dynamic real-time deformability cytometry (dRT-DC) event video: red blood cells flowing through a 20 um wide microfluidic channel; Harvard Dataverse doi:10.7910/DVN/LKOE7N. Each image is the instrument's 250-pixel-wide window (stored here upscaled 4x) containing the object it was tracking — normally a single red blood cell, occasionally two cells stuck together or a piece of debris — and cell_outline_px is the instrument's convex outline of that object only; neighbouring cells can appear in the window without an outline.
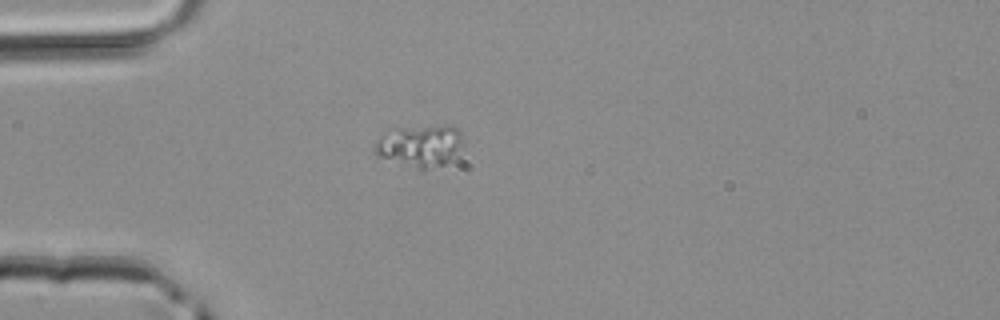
{"species": "common noctule bat (a hibernating species)", "species_latin": "Nyctalus noctula", "temperature_condition": "room temperature", "stored_images_in_passage": 4, "camera_frame_rate_fps": 3000, "um_per_image_px": 0.085, "animal": {"sex": "male", "body_mass_g": 20.4}, "frame": {"image": 1, "passage_image": 4, "time_ms": 1.0, "image_size_px": [1000, 320], "cell_outline_px": [[460, 140], [456, 148], [448, 160], [444, 164], [424, 168], [416, 168], [376, 156], [376, 144], [380, 136], [396, 128], [444, 124], [448, 124], [456, 128], [460, 132]], "centroid_in_image_um": [35.63, 12.34], "position_along_channel_um": 49.4, "area_um2": 20.63}}